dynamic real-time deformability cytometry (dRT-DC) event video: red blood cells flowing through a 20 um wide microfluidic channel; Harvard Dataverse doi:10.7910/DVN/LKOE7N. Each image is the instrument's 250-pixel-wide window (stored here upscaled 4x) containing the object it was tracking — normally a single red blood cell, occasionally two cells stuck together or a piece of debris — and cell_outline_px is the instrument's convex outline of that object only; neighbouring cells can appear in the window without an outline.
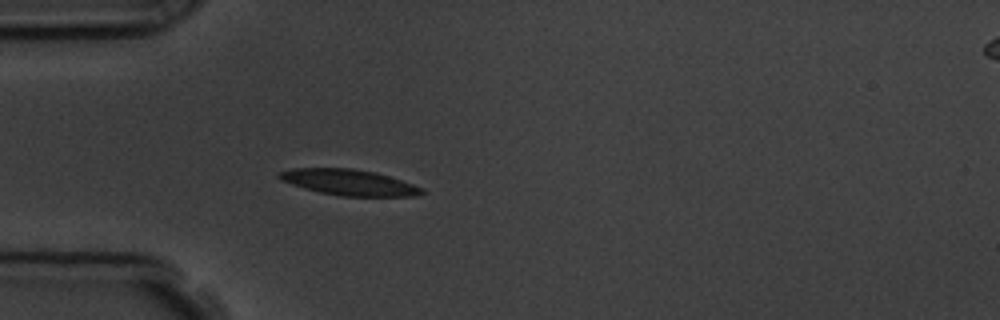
{"species": "common noctule bat (a hibernating species)", "species_latin": "Nyctalus noctula", "temperature_condition": "room temperature", "stored_images_in_passage": 5, "camera_frame_rate_fps": 3000, "um_per_image_px": 0.085, "animal": {"sex": "male", "body_mass_g": 19.5, "forearm_length_mm": 54.6}, "frame": {"image": 1, "passage_image": 5, "time_ms": 4.667, "image_size_px": [1000, 320], "cell_outline_px": [[424, 192], [420, 196], [340, 196], [320, 192], [304, 188], [280, 180], [276, 176], [280, 172], [292, 168], [352, 168], [376, 172], [424, 188]], "centroid_in_image_um": [29.66, 15.5], "position_along_channel_um": 55.3, "area_um2": 21.44}}